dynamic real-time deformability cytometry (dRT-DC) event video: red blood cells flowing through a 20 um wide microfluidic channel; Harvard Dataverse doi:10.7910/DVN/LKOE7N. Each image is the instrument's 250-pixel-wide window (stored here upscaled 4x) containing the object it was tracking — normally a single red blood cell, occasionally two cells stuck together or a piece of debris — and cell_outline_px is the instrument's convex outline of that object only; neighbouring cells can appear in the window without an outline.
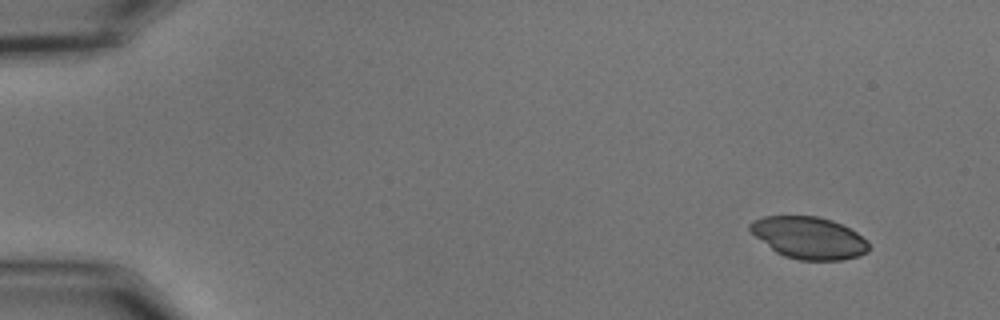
{"species": "common noctule bat (a hibernating species)", "species_latin": "Nyctalus noctula", "temperature_condition": "cold", "stored_images_in_passage": 13, "camera_frame_rate_fps": 3000, "um_per_image_px": 0.085, "animal": {"sex": "male", "body_mass_g": 15.6}, "frame": {"image": 1, "passage_image": 1, "time_ms": 0.0, "image_size_px": [1000, 320], "cell_outline_px": [[868, 252], [860, 256], [844, 260], [800, 260], [784, 256], [776, 252], [756, 236], [748, 228], [748, 224], [752, 220], [764, 216], [816, 216], [832, 220], [856, 232], [868, 240]], "centroid_in_image_um": [68.77, 20.21], "position_along_channel_um": 16.2, "area_um2": 29.02}}
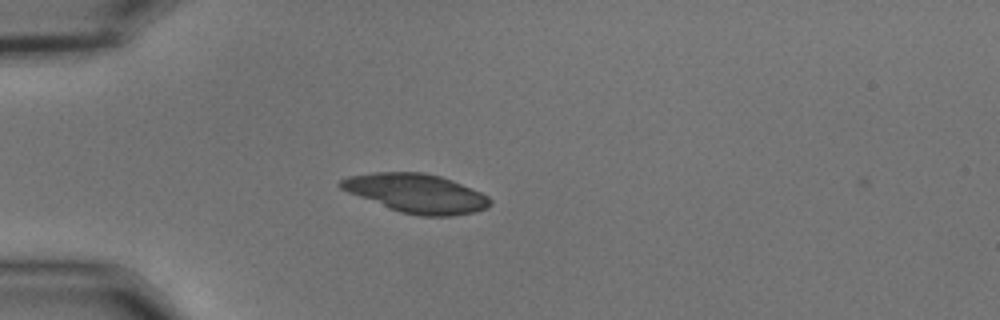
{"frame": {"image": 2, "passage_image": 12, "time_ms": 3.667, "image_size_px": [1000, 320], "cell_outline_px": [[492, 204], [488, 208], [476, 212], [452, 216], [420, 216], [400, 212], [388, 208], [348, 192], [340, 188], [336, 184], [340, 180], [348, 176], [372, 172], [424, 172], [440, 176], [452, 180], [480, 192], [488, 196], [492, 200]], "centroid_in_image_um": [35.39, 16.43], "position_along_channel_um": 49.6, "area_um2": 34.04}}